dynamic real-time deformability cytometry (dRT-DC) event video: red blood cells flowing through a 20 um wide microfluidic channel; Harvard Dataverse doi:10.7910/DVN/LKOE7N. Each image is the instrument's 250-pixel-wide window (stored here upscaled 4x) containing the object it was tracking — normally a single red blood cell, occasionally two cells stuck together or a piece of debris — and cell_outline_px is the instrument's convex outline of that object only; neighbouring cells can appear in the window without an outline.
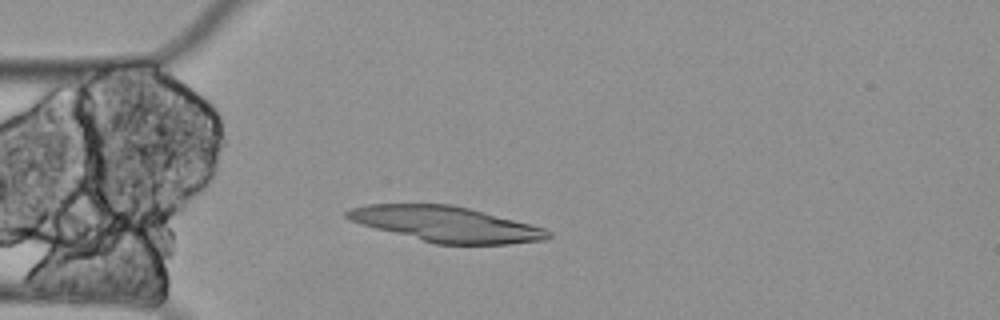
{"species": "Egyptian fruit bat (a non-hibernating species)", "species_latin": "Rousettus aegyptiacus", "temperature_condition": "cold", "stored_images_in_passage": 6, "camera_frame_rate_fps": 3000, "um_per_image_px": 0.085, "animal": {"sex": "female"}, "frame": {"image": 1, "passage_image": 5, "time_ms": 1.333, "image_size_px": [1000, 320], "cell_outline_px": [[552, 236], [544, 240], [508, 244], [436, 244], [376, 228], [348, 220], [344, 216], [344, 212], [348, 208], [368, 204], [452, 204], [484, 212], [544, 228], [552, 232]], "centroid_in_image_um": [37.89, 19.04], "position_along_channel_um": 47.1, "area_um2": 41.15}}